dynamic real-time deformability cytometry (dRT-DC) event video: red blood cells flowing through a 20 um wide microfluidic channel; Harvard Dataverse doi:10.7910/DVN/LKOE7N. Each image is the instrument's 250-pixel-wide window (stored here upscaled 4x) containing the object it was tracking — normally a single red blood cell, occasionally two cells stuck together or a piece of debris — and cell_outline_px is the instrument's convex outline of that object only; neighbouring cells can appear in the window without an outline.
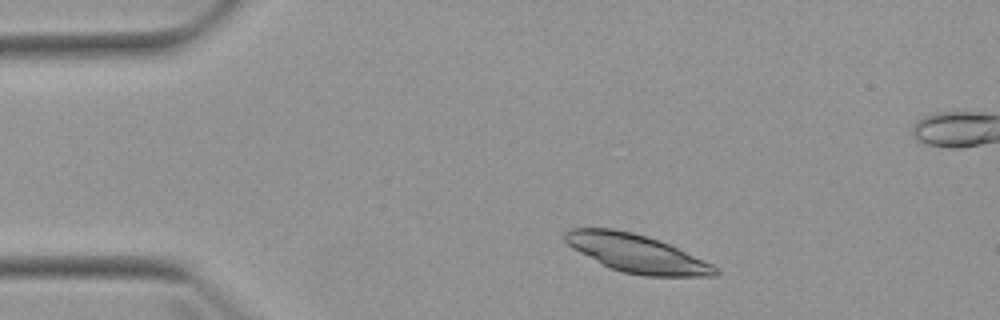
{"species": "Egyptian fruit bat (a non-hibernating species)", "species_latin": "Rousettus aegyptiacus", "temperature_condition": "warm", "stored_images_in_passage": 3, "camera_frame_rate_fps": 3000, "um_per_image_px": 0.085, "animal": {"sex": "female"}, "frame": {"image": 1, "passage_image": 1, "time_ms": 0.0, "image_size_px": [1000, 320], "cell_outline_px": [[720, 272], [716, 276], [644, 276], [620, 272], [572, 248], [564, 240], [564, 232], [568, 228], [612, 228], [632, 232], [648, 236], [668, 244], [704, 260], [712, 264]], "centroid_in_image_um": [54.1, 21.53], "position_along_channel_um": 30.9, "area_um2": 33.0}}